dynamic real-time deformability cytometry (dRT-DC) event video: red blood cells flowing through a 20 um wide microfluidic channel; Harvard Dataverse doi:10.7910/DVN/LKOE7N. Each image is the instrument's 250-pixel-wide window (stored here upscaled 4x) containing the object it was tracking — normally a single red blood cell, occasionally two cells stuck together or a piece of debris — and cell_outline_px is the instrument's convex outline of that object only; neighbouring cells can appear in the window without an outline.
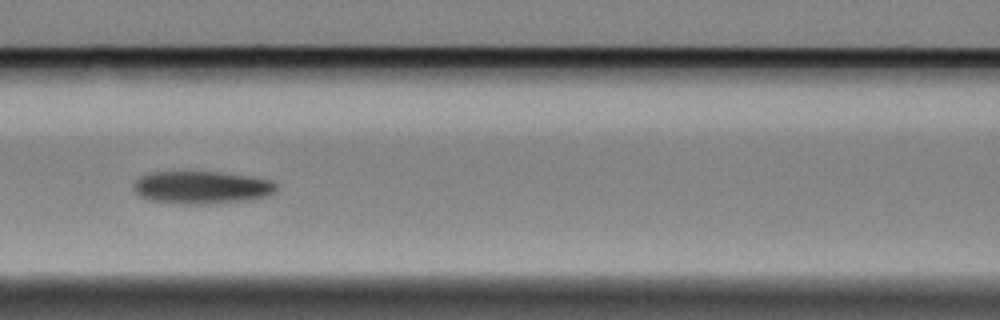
{"species": "Egyptian fruit bat (a non-hibernating species)", "species_latin": "Rousettus aegyptiacus", "temperature_condition": "cold", "stored_images_in_passage": 23, "camera_frame_rate_fps": 3000, "um_per_image_px": 0.085, "animal": {"sex": "female"}, "frame": {"image": 1, "passage_image": 10, "time_ms": 3.0, "image_size_px": [1000, 320], "cell_outline_px": [[276, 192], [268, 196], [248, 200], [212, 204], [172, 204], [148, 200], [140, 196], [132, 188], [132, 184], [140, 176], [152, 172], [224, 172], [252, 176], [272, 180], [276, 184]], "centroid_in_image_um": [17.14, 15.94], "position_along_channel_um": 149.5, "area_um2": 27.74}}